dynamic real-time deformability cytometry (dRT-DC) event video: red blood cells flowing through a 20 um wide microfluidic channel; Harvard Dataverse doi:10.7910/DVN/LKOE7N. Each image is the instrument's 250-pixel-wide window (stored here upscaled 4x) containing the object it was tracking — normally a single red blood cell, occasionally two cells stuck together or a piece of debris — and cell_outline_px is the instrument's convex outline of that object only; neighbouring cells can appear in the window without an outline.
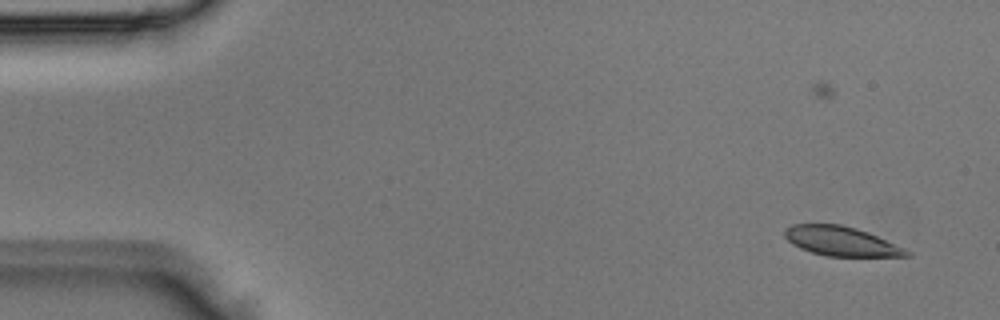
{"species": "Egyptian fruit bat (a non-hibernating species)", "species_latin": "Rousettus aegyptiacus", "temperature_condition": "room temperature", "stored_images_in_passage": 4, "camera_frame_rate_fps": 3000, "um_per_image_px": 0.085, "animal": {"sex": "male"}, "frame": {"image": 1, "passage_image": 1, "time_ms": 0.0, "image_size_px": [1000, 320], "cell_outline_px": [[912, 256], [828, 256], [812, 252], [800, 248], [792, 244], [784, 236], [784, 228], [792, 224], [840, 224], [856, 228], [868, 232], [904, 248], [912, 252]], "centroid_in_image_um": [71.48, 20.49], "position_along_channel_um": 13.5, "area_um2": 20.81}}
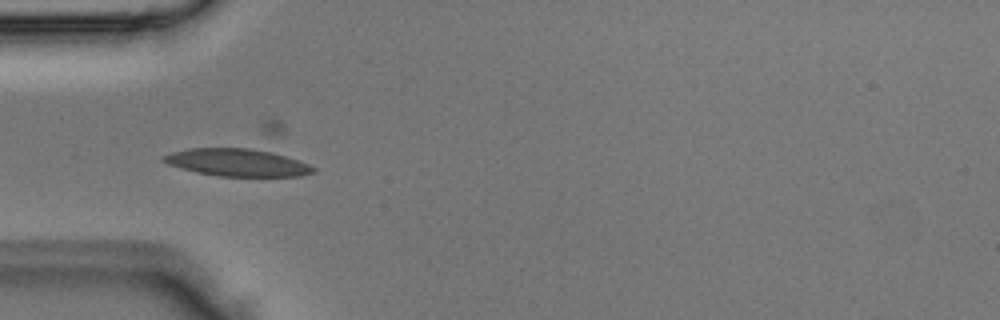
{"frame": {"image": 2, "passage_image": 4, "time_ms": 1.0, "image_size_px": [1000, 320], "cell_outline_px": [[316, 172], [300, 176], [220, 176], [196, 172], [168, 164], [160, 160], [160, 156], [172, 152], [188, 148], [248, 148], [272, 152], [308, 164], [316, 168]], "centroid_in_image_um": [20.12, 13.81], "position_along_channel_um": 64.9, "area_um2": 23.81}}